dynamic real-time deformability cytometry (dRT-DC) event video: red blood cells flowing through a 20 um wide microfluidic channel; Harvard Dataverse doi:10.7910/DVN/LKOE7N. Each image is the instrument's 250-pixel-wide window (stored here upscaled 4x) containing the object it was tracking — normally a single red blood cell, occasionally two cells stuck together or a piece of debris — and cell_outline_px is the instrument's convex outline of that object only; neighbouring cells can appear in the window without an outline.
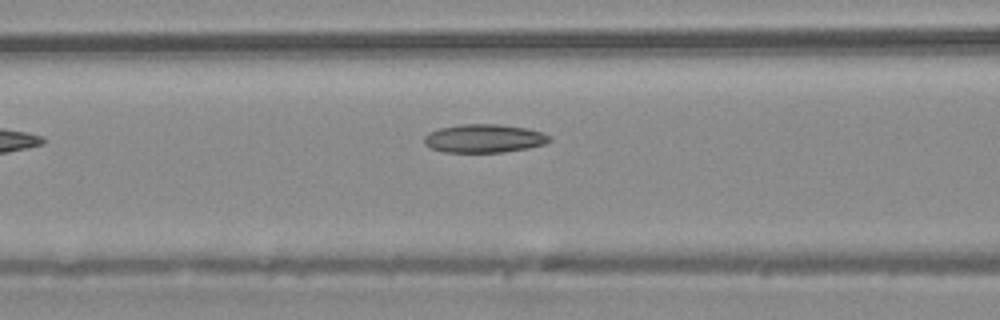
{"species": "common noctule bat (a hibernating species)", "species_latin": "Nyctalus noctula", "temperature_condition": "warm", "stored_images_in_passage": 5, "camera_frame_rate_fps": 3000, "um_per_image_px": 0.085, "animal": {"sex": "male", "body_mass_g": 20.4}, "frame": {"image": 1, "passage_image": 5, "time_ms": 1.333, "image_size_px": [1000, 320], "cell_outline_px": [[552, 140], [544, 144], [528, 148], [504, 152], [444, 152], [432, 148], [424, 144], [424, 136], [428, 132], [440, 128], [460, 124], [500, 124], [524, 128], [544, 132], [552, 136]], "centroid_in_image_um": [41.17, 11.76], "position_along_channel_um": 125.4, "area_um2": 20.87}}